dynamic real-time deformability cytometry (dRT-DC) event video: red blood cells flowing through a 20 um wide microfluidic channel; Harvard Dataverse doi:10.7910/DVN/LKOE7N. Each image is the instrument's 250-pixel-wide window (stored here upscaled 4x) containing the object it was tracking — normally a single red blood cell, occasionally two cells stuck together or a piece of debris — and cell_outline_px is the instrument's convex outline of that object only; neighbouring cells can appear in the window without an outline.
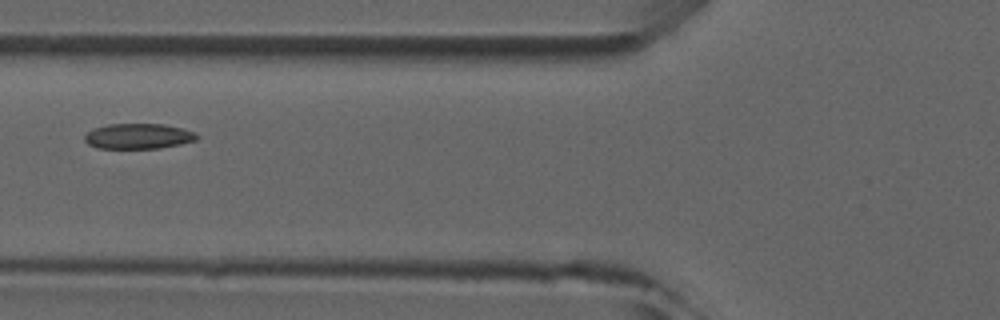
{"species": "common noctule bat (a hibernating species)", "species_latin": "Nyctalus noctula", "temperature_condition": "room temperature", "stored_images_in_passage": 8, "camera_frame_rate_fps": 3000, "um_per_image_px": 0.085, "animal": {"sex": "male", "forearm_length_mm": 52.5}, "frame": {"image": 1, "passage_image": 6, "time_ms": 5.667, "image_size_px": [1000, 320], "cell_outline_px": [[200, 136], [196, 140], [180, 144], [160, 148], [96, 148], [88, 144], [84, 140], [84, 136], [92, 128], [108, 124], [164, 124], [184, 128], [196, 132]], "centroid_in_image_um": [11.77, 11.57], "position_along_channel_um": 114.0, "area_um2": 16.76}}
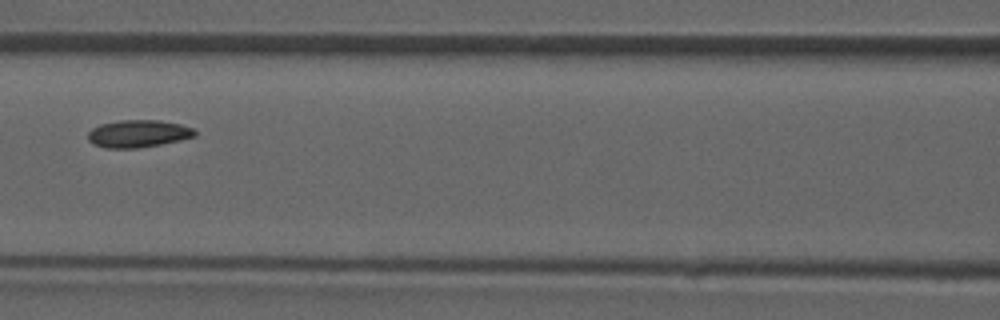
{"frame": {"image": 2, "passage_image": 7, "time_ms": 6.667, "image_size_px": [1000, 320], "cell_outline_px": [[196, 136], [180, 140], [160, 144], [136, 148], [104, 148], [88, 140], [88, 132], [92, 128], [100, 124], [120, 120], [160, 120], [180, 124], [192, 128], [196, 132]], "centroid_in_image_um": [11.74, 11.35], "position_along_channel_um": 154.9, "area_um2": 16.99}}